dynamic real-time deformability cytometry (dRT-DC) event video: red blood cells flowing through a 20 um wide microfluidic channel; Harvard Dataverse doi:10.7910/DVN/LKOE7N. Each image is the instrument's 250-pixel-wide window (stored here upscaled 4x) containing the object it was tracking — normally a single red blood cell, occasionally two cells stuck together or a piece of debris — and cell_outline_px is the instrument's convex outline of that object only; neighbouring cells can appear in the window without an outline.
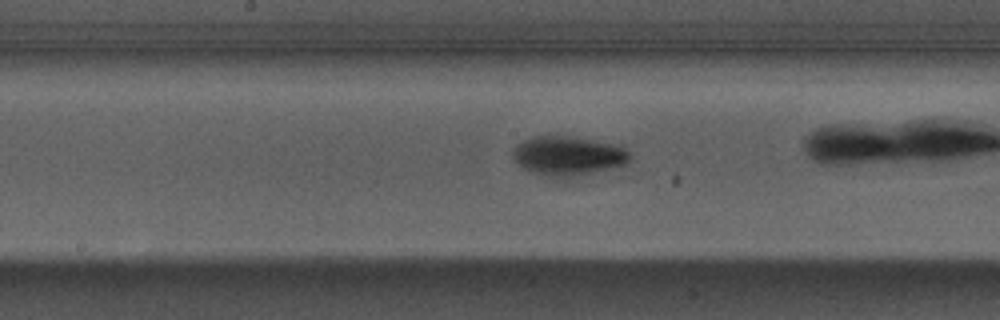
{"species": "Egyptian fruit bat (a non-hibernating species)", "species_latin": "Rousettus aegyptiacus", "temperature_condition": "warm", "stored_images_in_passage": 28, "camera_frame_rate_fps": 3000, "um_per_image_px": 0.085, "animal": {"sex": "male"}, "frame": {"image": 1, "passage_image": 13, "time_ms": 4.0, "image_size_px": [1000, 320], "cell_outline_px": [[632, 156], [624, 164], [592, 172], [572, 176], [540, 176], [524, 168], [512, 156], [512, 148], [516, 144], [532, 136], [568, 136], [620, 144]], "centroid_in_image_um": [48.26, 13.21], "position_along_channel_um": 199.9, "area_um2": 26.47}}